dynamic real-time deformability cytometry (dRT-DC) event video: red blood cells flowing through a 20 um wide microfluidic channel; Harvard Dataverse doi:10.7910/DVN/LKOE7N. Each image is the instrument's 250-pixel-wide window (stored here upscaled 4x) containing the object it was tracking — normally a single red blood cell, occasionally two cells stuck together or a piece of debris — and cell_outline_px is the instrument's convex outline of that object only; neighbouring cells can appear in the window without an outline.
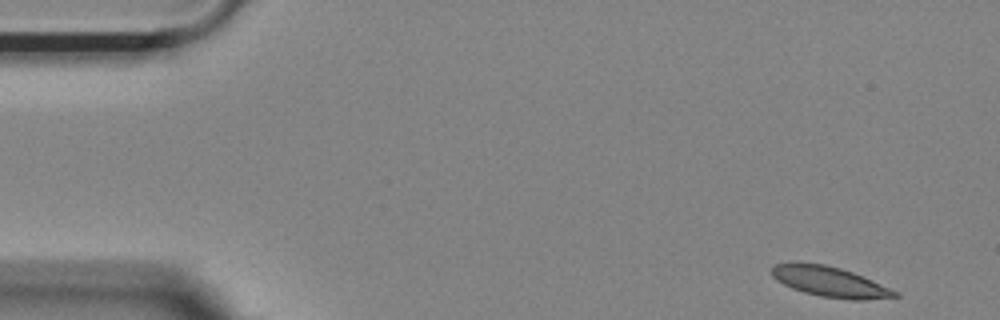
{"species": "Egyptian fruit bat (a non-hibernating species)", "species_latin": "Rousettus aegyptiacus", "temperature_condition": "room temperature", "stored_images_in_passage": 51, "camera_frame_rate_fps": 3000, "um_per_image_px": 0.085, "animal": {"sex": "female"}, "frame": {"image": 1, "passage_image": 1, "time_ms": 0.0, "image_size_px": [1000, 320], "cell_outline_px": [[900, 296], [864, 300], [852, 300], [820, 296], [804, 292], [792, 288], [776, 280], [772, 276], [772, 268], [776, 264], [792, 260], [824, 264], [840, 268], [864, 276], [900, 292]], "centroid_in_image_um": [70.53, 23.93], "position_along_channel_um": 14.5, "area_um2": 22.08}}
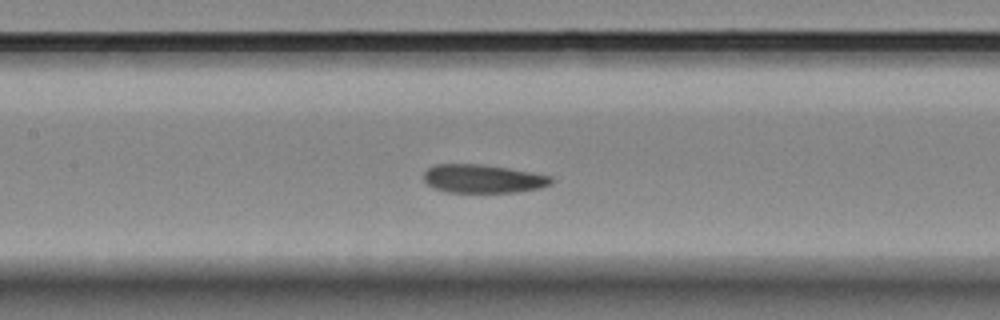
{"frame": {"image": 2, "passage_image": 22, "time_ms": 7.0, "image_size_px": [1000, 320], "cell_outline_px": [[552, 184], [540, 188], [516, 192], [448, 192], [432, 188], [424, 180], [424, 172], [428, 168], [436, 164], [480, 164], [508, 168], [532, 172], [552, 176]], "centroid_in_image_um": [41.05, 15.19], "position_along_channel_um": 166.3, "area_um2": 21.15}}
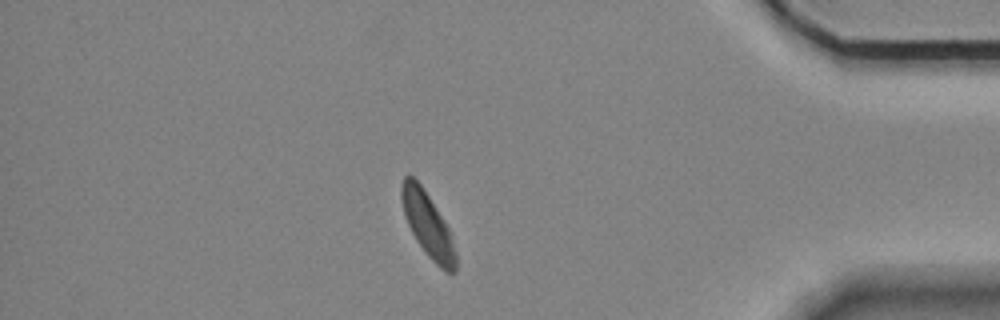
{"frame": {"image": 3, "passage_image": 44, "time_ms": 14.333, "image_size_px": [1000, 320], "cell_outline_px": [[456, 272], [448, 272], [436, 264], [428, 256], [416, 240], [408, 224], [404, 212], [400, 196], [400, 184], [404, 176], [412, 176], [420, 184], [428, 196], [448, 228], [456, 252]], "centroid_in_image_um": [36.33, 19.1], "position_along_channel_um": 398.9, "area_um2": 19.83}, "authors_computed_cell_mechanics": {"area_um2": 21.8484, "velocity_mm_per_s": 3.6598, "shape_relaxation_time_tau1_ms": 4.9724, "shape_relaxation_time_tau2_ms": 2.4966, "deformation_change_tau1": 0.1436, "deformation_change_tau2": 0.0837}}